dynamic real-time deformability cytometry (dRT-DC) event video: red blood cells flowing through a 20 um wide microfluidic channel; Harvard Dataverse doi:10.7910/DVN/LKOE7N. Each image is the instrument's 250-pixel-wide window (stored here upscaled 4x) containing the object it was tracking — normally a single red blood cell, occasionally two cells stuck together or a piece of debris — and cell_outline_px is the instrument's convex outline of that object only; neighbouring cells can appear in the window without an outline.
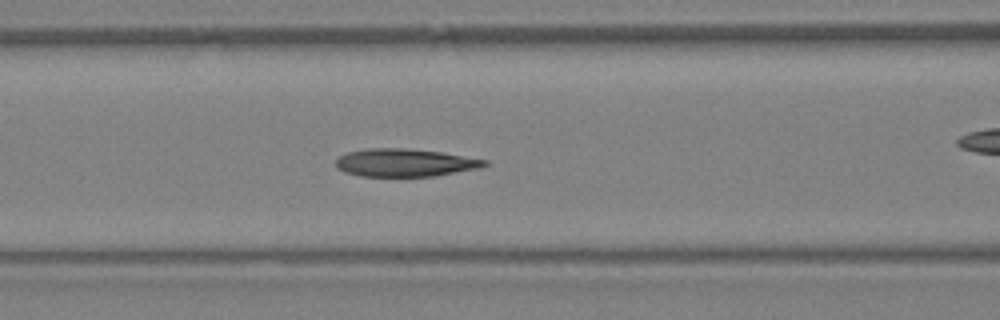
{"species": "Egyptian fruit bat (a non-hibernating species)", "species_latin": "Rousettus aegyptiacus", "temperature_condition": "warm", "stored_images_in_passage": 37, "camera_frame_rate_fps": 3000, "um_per_image_px": 0.085, "animal": {"sex": "female"}, "frame": {"image": 1, "passage_image": 13, "time_ms": 4.0, "image_size_px": [1000, 320], "cell_outline_px": [[488, 164], [480, 168], [432, 176], [360, 176], [344, 172], [336, 168], [336, 160], [340, 156], [348, 152], [368, 148], [408, 148], [440, 152], [488, 160]], "centroid_in_image_um": [34.4, 13.82], "position_along_channel_um": 132.2, "area_um2": 24.04}}
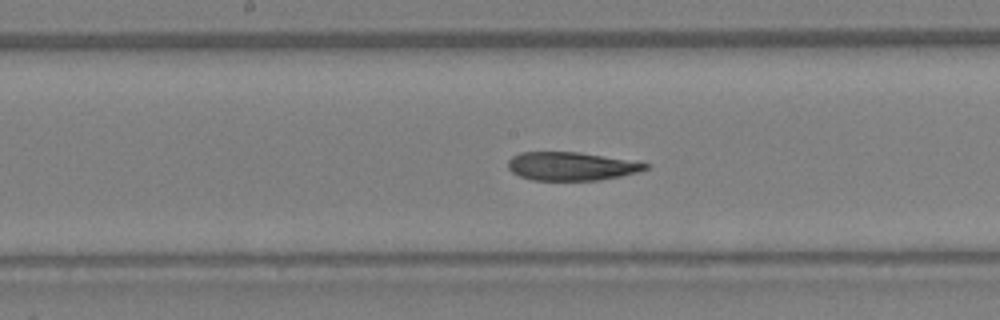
{"frame": {"image": 2, "passage_image": 17, "time_ms": 5.333, "image_size_px": [1000, 320], "cell_outline_px": [[652, 164], [648, 168], [636, 172], [620, 176], [600, 180], [532, 180], [520, 176], [512, 172], [508, 168], [508, 160], [512, 156], [520, 152], [580, 152]], "centroid_in_image_um": [48.54, 14.13], "position_along_channel_um": 199.7, "area_um2": 22.66}}
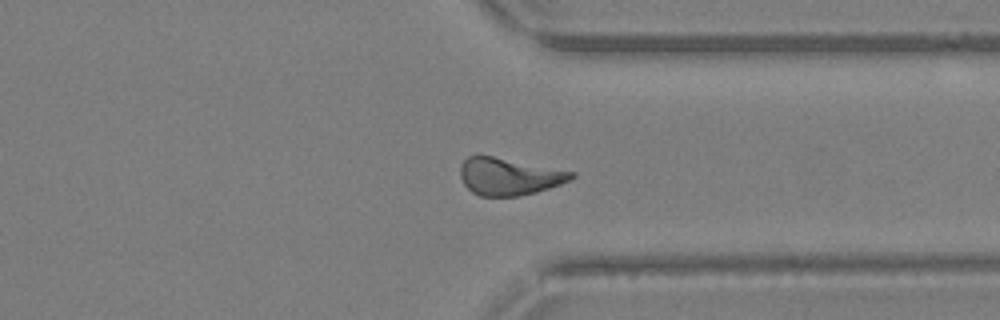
{"frame": {"image": 3, "passage_image": 27, "time_ms": 8.667, "image_size_px": [1000, 320], "cell_outline_px": [[576, 176], [572, 180], [536, 192], [516, 196], [480, 196], [472, 192], [464, 184], [460, 176], [460, 164], [468, 156], [476, 152], [576, 172]], "centroid_in_image_um": [43.24, 14.96], "position_along_channel_um": 368.2, "area_um2": 24.62}}